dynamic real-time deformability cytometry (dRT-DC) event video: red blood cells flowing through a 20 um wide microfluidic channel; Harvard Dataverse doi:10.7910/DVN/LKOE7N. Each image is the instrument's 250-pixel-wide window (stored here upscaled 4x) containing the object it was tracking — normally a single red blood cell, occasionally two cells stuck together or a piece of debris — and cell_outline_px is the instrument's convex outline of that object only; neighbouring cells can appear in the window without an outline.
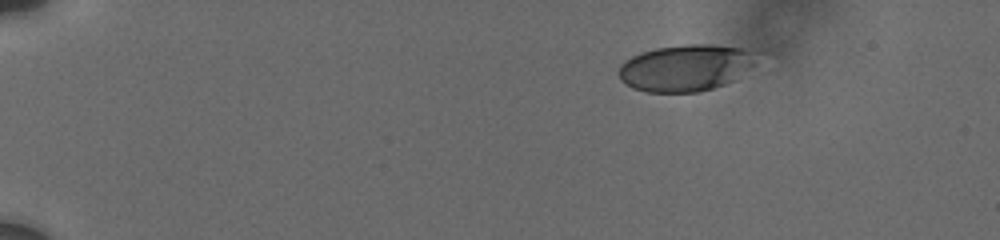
{"species": "human", "species_latin": "Homo sapiens", "temperature_condition": "cold", "stored_images_in_passage": 14, "camera_frame_rate_fps": 3000, "um_per_image_px": 0.085, "donor": {"sex": "male"}, "frame": {"image": 1, "passage_image": 1, "time_ms": 0.0, "image_size_px": [1000, 240], "cell_outline_px": [[768, 52], [756, 64], [732, 80], [724, 84], [712, 88], [696, 92], [648, 92], [636, 88], [620, 80], [616, 72], [620, 64], [624, 60], [640, 52], [656, 48], [684, 44], [712, 44], [764, 48]], "centroid_in_image_um": [58.45, 5.7], "position_along_channel_um": 26.5, "area_um2": 38.78}}
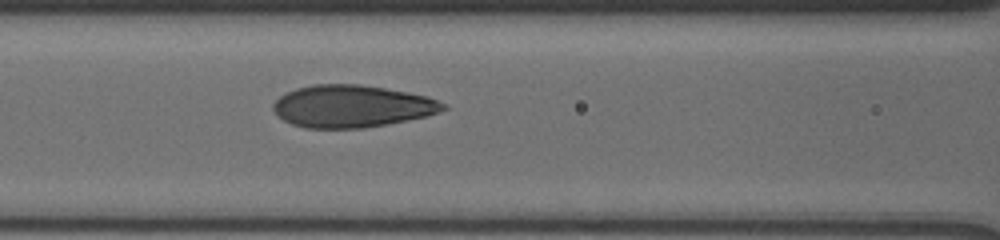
{"frame": {"image": 2, "passage_image": 7, "time_ms": 6.0, "image_size_px": [1000, 240], "cell_outline_px": [[448, 108], [440, 112], [428, 116], [408, 120], [364, 128], [308, 128], [292, 124], [284, 120], [272, 108], [272, 104], [280, 96], [296, 88], [312, 84], [360, 84], [408, 92], [428, 96], [448, 104]], "centroid_in_image_um": [29.96, 9.03], "position_along_channel_um": 136.6, "area_um2": 41.96}}
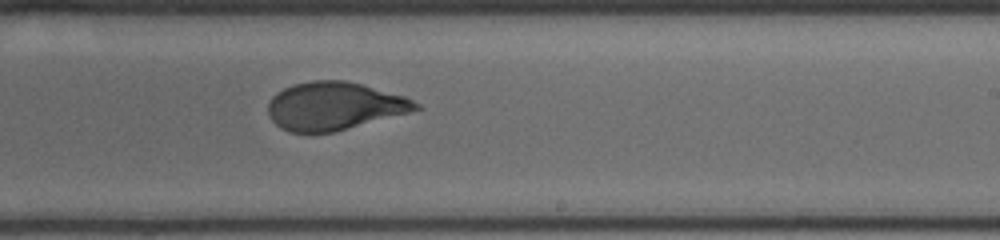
{"frame": {"image": 3, "passage_image": 14, "time_ms": 9.333, "image_size_px": [1000, 240], "cell_outline_px": [[424, 108], [332, 132], [288, 132], [280, 128], [272, 120], [268, 112], [268, 104], [272, 96], [276, 92], [292, 84], [312, 80], [344, 80], [360, 84], [404, 96], [420, 104]], "centroid_in_image_um": [28.37, 9.0], "position_along_channel_um": 260.6, "area_um2": 40.92}}